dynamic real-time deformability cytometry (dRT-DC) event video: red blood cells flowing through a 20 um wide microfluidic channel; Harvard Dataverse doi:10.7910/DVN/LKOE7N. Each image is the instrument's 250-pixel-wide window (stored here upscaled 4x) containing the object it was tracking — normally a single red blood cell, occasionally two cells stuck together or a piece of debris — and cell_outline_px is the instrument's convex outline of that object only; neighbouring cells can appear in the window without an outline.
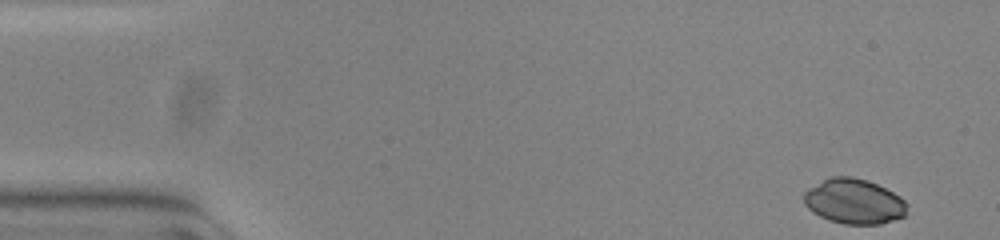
{"species": "common noctule bat (a hibernating species)", "species_latin": "Nyctalus noctula", "temperature_condition": "warm", "stored_images_in_passage": 10, "camera_frame_rate_fps": 3000, "um_per_image_px": 0.085, "animal": {"sex": "female", "body_mass_g": 23.0, "forearm_length_mm": 53.4}, "frame": {"image": 1, "passage_image": 1, "time_ms": 0.0, "image_size_px": [1000, 240], "cell_outline_px": [[908, 204], [904, 216], [880, 224], [844, 224], [828, 220], [812, 212], [804, 204], [804, 192], [808, 188], [832, 176], [852, 176], [868, 180], [900, 196]], "centroid_in_image_um": [72.58, 17.12], "position_along_channel_um": 12.4, "area_um2": 27.05}}